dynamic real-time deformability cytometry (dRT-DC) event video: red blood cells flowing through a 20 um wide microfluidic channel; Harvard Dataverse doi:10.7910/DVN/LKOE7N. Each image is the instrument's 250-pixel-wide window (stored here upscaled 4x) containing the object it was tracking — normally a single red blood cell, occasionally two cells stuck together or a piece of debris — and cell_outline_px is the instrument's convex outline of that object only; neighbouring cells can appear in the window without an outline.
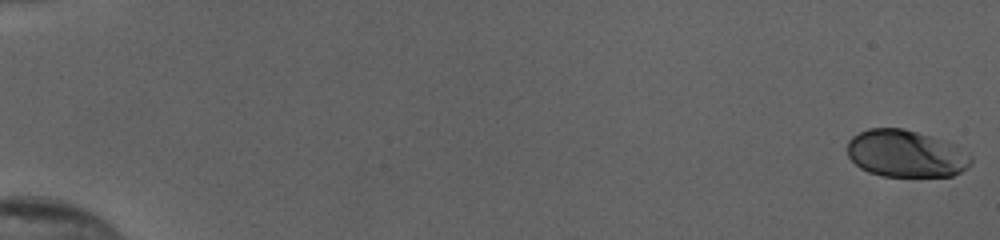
{"species": "human", "species_latin": "Homo sapiens", "temperature_condition": "cold", "stored_images_in_passage": 20, "camera_frame_rate_fps": 3000, "um_per_image_px": 0.085, "donor": {"sex": "female"}, "frame": {"image": 1, "passage_image": 1, "time_ms": 0.0, "image_size_px": [1000, 240], "cell_outline_px": [[972, 164], [968, 168], [952, 176], [884, 176], [868, 172], [860, 168], [848, 156], [848, 140], [852, 136], [868, 128], [904, 128], [952, 144], [972, 156]], "centroid_in_image_um": [76.98, 13.07], "position_along_channel_um": 8.0, "area_um2": 33.76}}
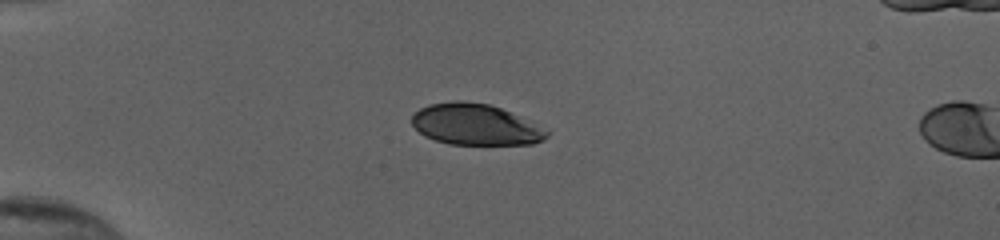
{"frame": {"image": 2, "passage_image": 16, "time_ms": 5.0, "image_size_px": [1000, 240], "cell_outline_px": [[548, 136], [544, 140], [532, 144], [448, 144], [424, 136], [412, 124], [412, 116], [420, 108], [428, 104], [452, 100], [460, 100], [488, 104], [500, 108], [548, 128]], "centroid_in_image_um": [40.43, 10.58], "position_along_channel_um": 44.6, "area_um2": 32.43}}